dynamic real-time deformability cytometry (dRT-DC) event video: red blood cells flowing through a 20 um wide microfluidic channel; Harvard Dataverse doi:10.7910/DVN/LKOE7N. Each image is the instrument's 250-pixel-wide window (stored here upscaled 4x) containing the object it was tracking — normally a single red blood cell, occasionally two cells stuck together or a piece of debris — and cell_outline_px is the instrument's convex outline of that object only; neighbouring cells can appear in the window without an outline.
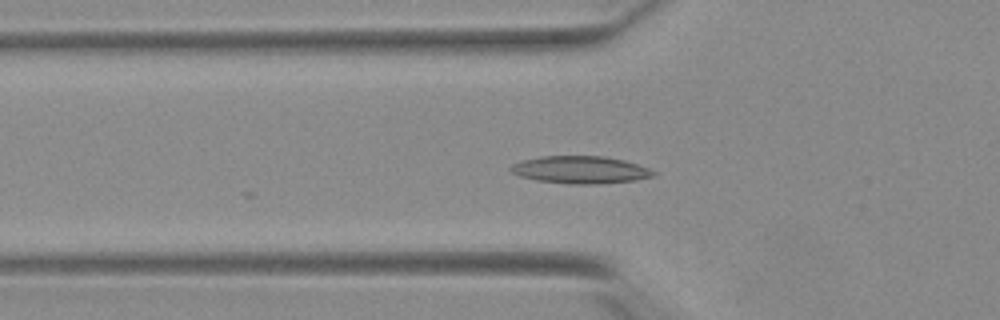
{"species": "Egyptian fruit bat (a non-hibernating species)", "species_latin": "Rousettus aegyptiacus", "temperature_condition": "warm", "stored_images_in_passage": 31, "camera_frame_rate_fps": 3000, "um_per_image_px": 0.085, "animal": {"sex": "female"}, "frame": {"image": 1, "passage_image": 19, "time_ms": 6.0, "image_size_px": [1000, 320], "cell_outline_px": [[656, 172], [652, 176], [636, 180], [600, 184], [568, 184], [536, 180], [520, 176], [512, 172], [508, 168], [512, 164], [524, 160], [540, 156], [604, 156], [624, 160], [648, 168]], "centroid_in_image_um": [49.31, 14.43], "position_along_channel_um": 76.5, "area_um2": 22.77}}
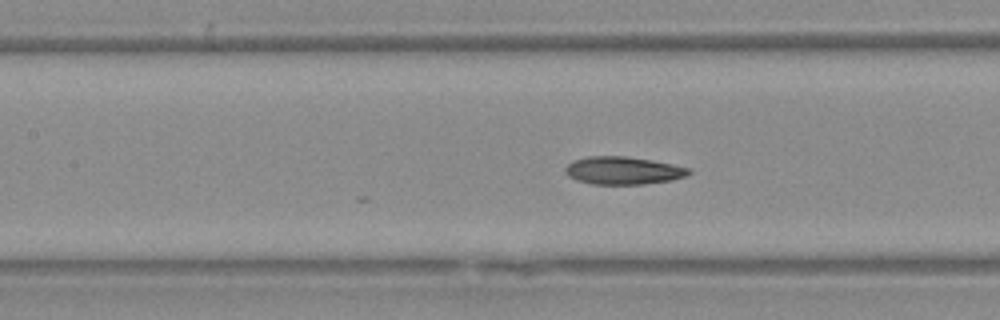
{"frame": {"image": 2, "passage_image": 25, "time_ms": 8.0, "image_size_px": [1000, 320], "cell_outline_px": [[692, 172], [684, 176], [672, 180], [644, 184], [592, 184], [576, 180], [568, 176], [564, 172], [564, 168], [572, 160], [588, 156], [624, 156], [652, 160], [672, 164], [688, 168]], "centroid_in_image_um": [52.92, 14.49], "position_along_channel_um": 154.5, "area_um2": 20.0}}
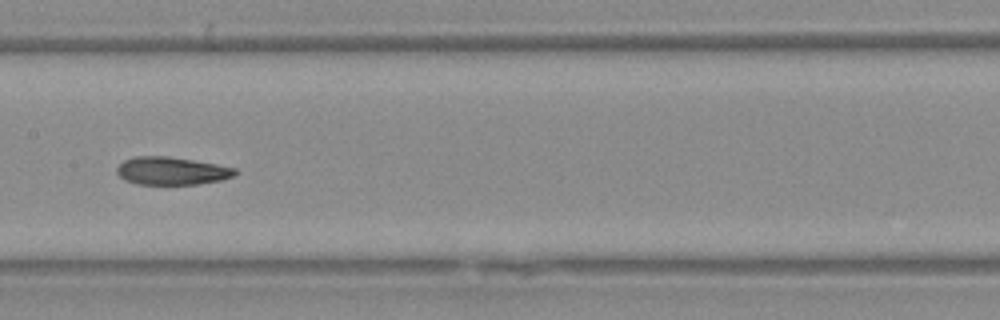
{"frame": {"image": 3, "passage_image": 28, "time_ms": 9.0, "image_size_px": [1000, 320], "cell_outline_px": [[240, 172], [236, 176], [220, 180], [196, 184], [136, 184], [124, 180], [116, 172], [116, 168], [124, 160], [136, 156], [168, 156], [216, 164], [236, 168]], "centroid_in_image_um": [14.61, 14.52], "position_along_channel_um": 192.8, "area_um2": 19.25}}